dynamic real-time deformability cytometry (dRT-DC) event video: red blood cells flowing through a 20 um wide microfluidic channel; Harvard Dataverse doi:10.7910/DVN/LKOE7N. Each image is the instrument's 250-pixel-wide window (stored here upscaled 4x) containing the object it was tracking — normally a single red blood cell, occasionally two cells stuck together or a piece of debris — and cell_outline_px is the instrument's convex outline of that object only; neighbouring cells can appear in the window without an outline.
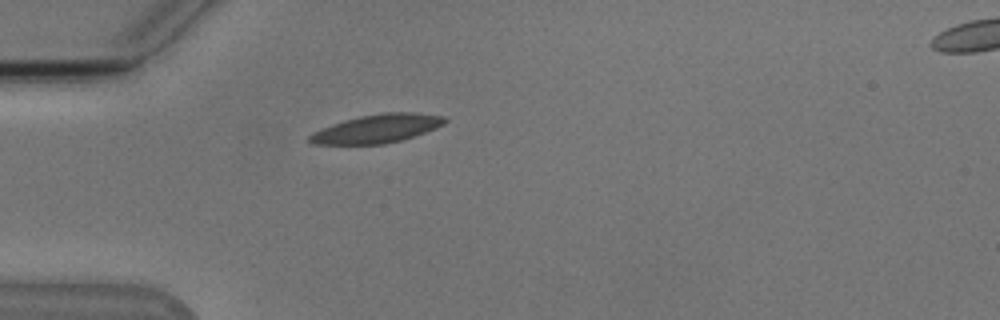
{"species": "Egyptian fruit bat (a non-hibernating species)", "species_latin": "Rousettus aegyptiacus", "temperature_condition": "cold", "stored_images_in_passage": 36, "camera_frame_rate_fps": 3000, "um_per_image_px": 0.085, "animal": {"sex": "male"}, "frame": {"image": 1, "passage_image": 1, "time_ms": 0.0, "image_size_px": [1000, 320], "cell_outline_px": [[448, 120], [444, 124], [436, 128], [400, 140], [384, 144], [312, 144], [308, 140], [308, 136], [312, 132], [332, 124], [344, 120], [360, 116], [384, 112], [416, 112], [444, 116]], "centroid_in_image_um": [32.04, 10.92], "position_along_channel_um": 53.0, "area_um2": 22.37}}
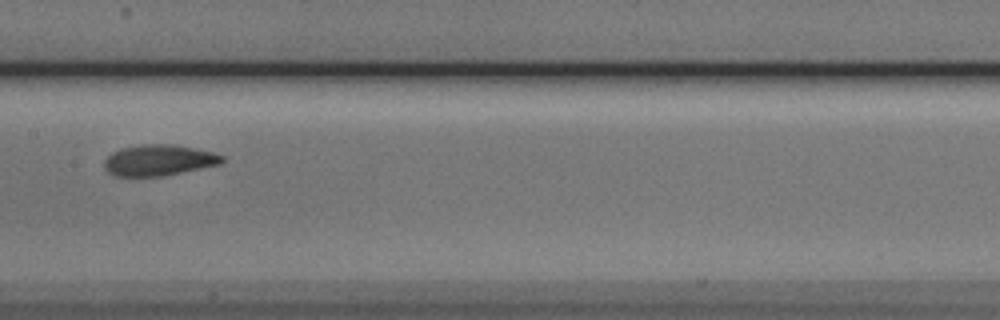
{"frame": {"image": 2, "passage_image": 13, "time_ms": 4.0, "image_size_px": [1000, 320], "cell_outline_px": [[224, 160], [220, 164], [164, 176], [112, 176], [104, 168], [104, 160], [112, 152], [120, 148], [144, 144], [172, 144], [212, 152], [224, 156]], "centroid_in_image_um": [13.46, 13.62], "position_along_channel_um": 193.9, "area_um2": 21.27}}
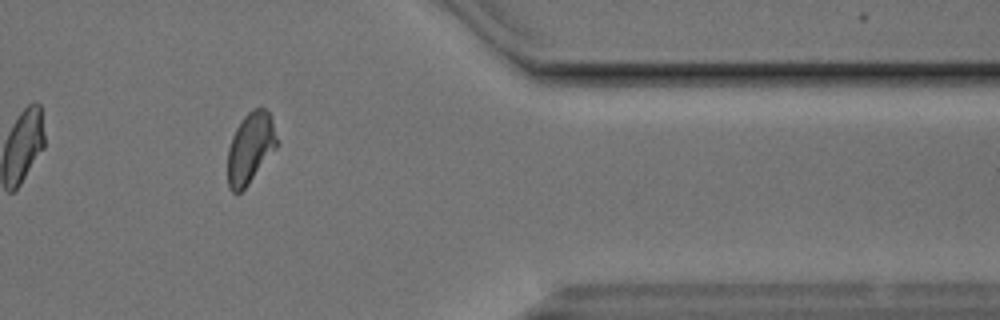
{"frame": {"image": 3, "passage_image": 30, "time_ms": 9.667, "image_size_px": [1000, 320], "cell_outline_px": [[280, 144], [248, 184], [240, 192], [232, 192], [228, 188], [228, 148], [232, 136], [236, 128], [244, 116], [252, 108], [264, 108], [272, 116]], "centroid_in_image_um": [21.31, 12.55], "position_along_channel_um": 390.1, "area_um2": 20.58}, "authors_computed_cell_mechanics": {"area_um2": 21.2126, "velocity_mm_per_s": 3.7976, "shape_relaxation_time_tau1_ms": 2.8601, "shape_relaxation_time_tau2_ms": 2.1293, "deformation_change_tau1": 0.1176, "deformation_change_tau2": 0.0656}}